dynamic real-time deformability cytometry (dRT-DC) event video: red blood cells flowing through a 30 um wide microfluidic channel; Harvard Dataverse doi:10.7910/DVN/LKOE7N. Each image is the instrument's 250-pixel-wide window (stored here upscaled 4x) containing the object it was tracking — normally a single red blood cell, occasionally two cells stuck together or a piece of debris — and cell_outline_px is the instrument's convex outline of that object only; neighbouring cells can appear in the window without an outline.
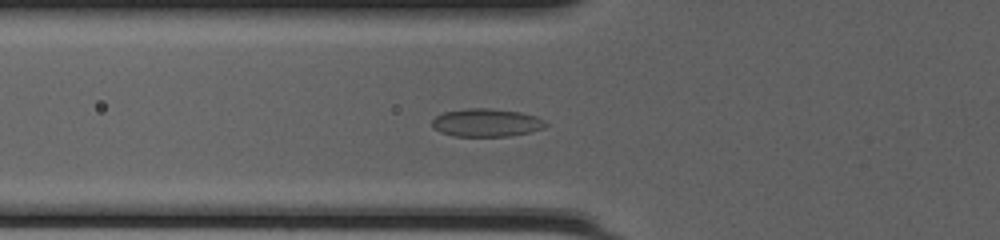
{"species": "common noctule bat (a hibernating species)", "species_latin": "Nyctalus noctula", "temperature_condition": "cold", "stored_images_in_passage": 51, "camera_frame_rate_fps": 3000, "um_per_image_px": 0.085, "animal": {"sex": "female", "body_mass_g": 20.0, "forearm_length_mm": 54.0}, "frame": {"image": 1, "passage_image": 20, "time_ms": 6.333, "image_size_px": [1000, 240], "cell_outline_px": [[548, 124], [544, 128], [512, 136], [456, 136], [440, 132], [432, 128], [432, 120], [436, 116], [444, 112], [464, 108], [488, 108], [520, 112], [536, 116], [544, 120]], "centroid_in_image_um": [41.33, 10.42], "position_along_channel_um": 84.5, "area_um2": 18.61}}
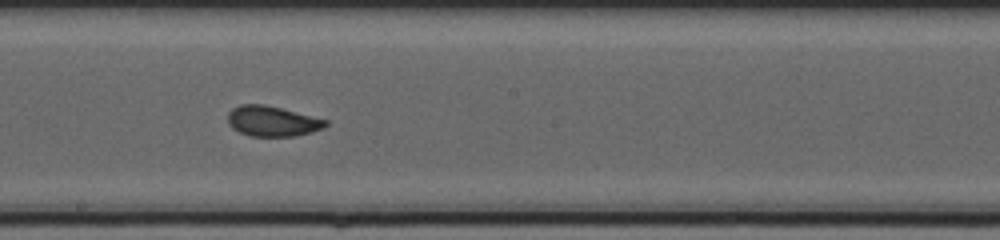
{"frame": {"image": 2, "passage_image": 30, "time_ms": 9.667, "image_size_px": [1000, 240], "cell_outline_px": [[328, 124], [324, 128], [312, 132], [292, 136], [252, 136], [240, 132], [232, 128], [228, 124], [228, 112], [232, 108], [240, 104], [264, 104], [328, 120]], "centroid_in_image_um": [23.13, 10.29], "position_along_channel_um": 225.1, "area_um2": 17.22}}
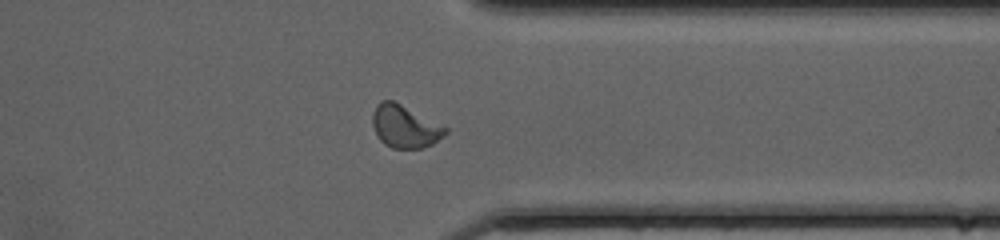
{"frame": {"image": 3, "passage_image": 41, "time_ms": 13.333, "image_size_px": [1000, 240], "cell_outline_px": [[448, 132], [444, 136], [432, 144], [420, 148], [392, 148], [384, 144], [380, 140], [372, 124], [372, 112], [376, 104], [380, 100], [392, 100], [448, 128]], "centroid_in_image_um": [34.39, 10.75], "position_along_channel_um": 377.0, "area_um2": 17.92}, "authors_computed_cell_mechanics": {"area_um2": 17.8024, "velocity_mm_per_s": 4.198, "shape_relaxation_time_tau1_ms": 4.6374, "shape_relaxation_time_tau2_ms": 0.9511, "deformation_change_tau1": 0.1105, "deformation_change_tau2": 0.0516}}